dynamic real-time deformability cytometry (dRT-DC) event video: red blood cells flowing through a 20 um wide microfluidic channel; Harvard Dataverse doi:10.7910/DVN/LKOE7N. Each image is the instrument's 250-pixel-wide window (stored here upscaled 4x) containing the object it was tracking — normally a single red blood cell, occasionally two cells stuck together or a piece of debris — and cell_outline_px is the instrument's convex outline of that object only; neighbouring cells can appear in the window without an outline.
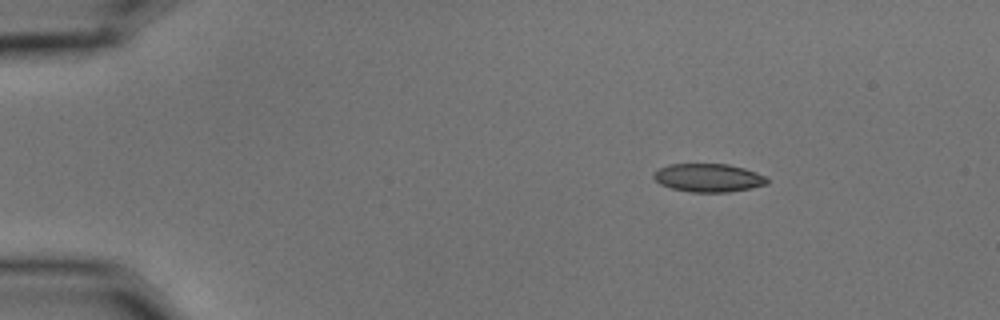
{"species": "common noctule bat (a hibernating species)", "species_latin": "Nyctalus noctula", "temperature_condition": "cold", "stored_images_in_passage": 49, "camera_frame_rate_fps": 3000, "um_per_image_px": 0.085, "animal": {"sex": "male", "body_mass_g": 15.6}, "frame": {"image": 1, "passage_image": 1, "time_ms": 0.0, "image_size_px": [1000, 320], "cell_outline_px": [[768, 184], [752, 188], [728, 192], [692, 192], [672, 188], [660, 184], [652, 176], [660, 168], [668, 164], [728, 164], [744, 168], [756, 172], [764, 176], [768, 180]], "centroid_in_image_um": [60.23, 15.11], "position_along_channel_um": 24.8, "area_um2": 18.61}}
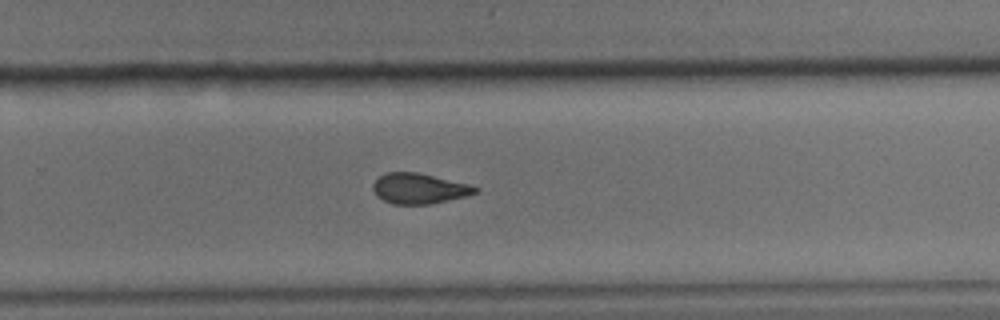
{"frame": {"image": 2, "passage_image": 30, "time_ms": 9.667, "image_size_px": [1000, 320], "cell_outline_px": [[480, 188], [476, 192], [468, 196], [428, 204], [392, 204], [376, 196], [372, 188], [372, 184], [380, 176], [388, 172], [416, 172], [472, 184]], "centroid_in_image_um": [35.65, 16.02], "position_along_channel_um": 294.2, "area_um2": 18.21}}
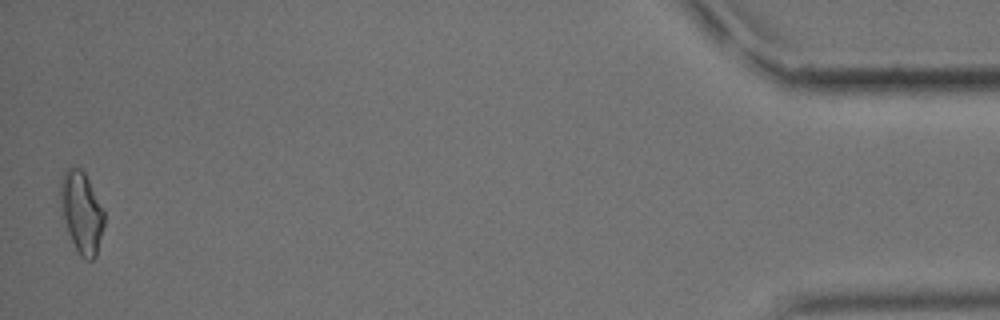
{"frame": {"image": 3, "passage_image": 48, "time_ms": 15.667, "image_size_px": [1000, 320], "cell_outline_px": [[104, 224], [96, 256], [92, 260], [84, 260], [80, 256], [68, 232], [60, 208], [60, 180], [64, 172], [72, 164], [76, 164], [84, 172], [104, 212]], "centroid_in_image_um": [6.91, 18.02], "position_along_channel_um": 428.3, "area_um2": 20.69}, "authors_computed_cell_mechanics": {"area_um2": 19.1896, "velocity_mm_per_s": 3.6016, "shape_relaxation_time_tau1_ms": null, "shape_relaxation_time_tau2_ms": 2.2478, "deformation_change_tau1": null, "deformation_change_tau2": 0.0924}}